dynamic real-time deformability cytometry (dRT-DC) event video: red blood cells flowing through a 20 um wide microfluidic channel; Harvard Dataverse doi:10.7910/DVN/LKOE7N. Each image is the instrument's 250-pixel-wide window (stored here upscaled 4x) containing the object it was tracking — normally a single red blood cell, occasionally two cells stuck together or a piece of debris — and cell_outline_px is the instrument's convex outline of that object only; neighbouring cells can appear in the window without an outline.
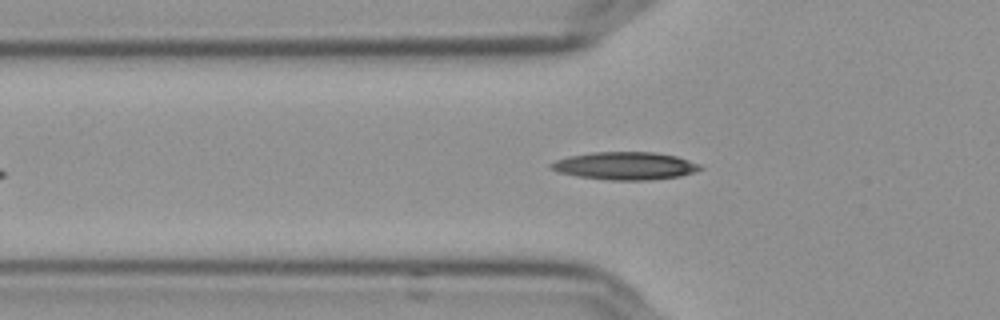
{"species": "Egyptian fruit bat (a non-hibernating species)", "species_latin": "Rousettus aegyptiacus", "temperature_condition": "cold", "stored_images_in_passage": 33, "camera_frame_rate_fps": 3000, "um_per_image_px": 0.085, "frame": {"image": 1, "passage_image": 6, "time_ms": 1.667, "image_size_px": [1000, 320], "cell_outline_px": [[704, 168], [696, 172], [680, 176], [648, 180], [612, 180], [576, 176], [560, 172], [552, 168], [548, 164], [556, 160], [568, 156], [592, 152], [656, 152], [676, 156], [700, 164]], "centroid_in_image_um": [53.17, 14.09], "position_along_channel_um": 72.6, "area_um2": 24.1}}
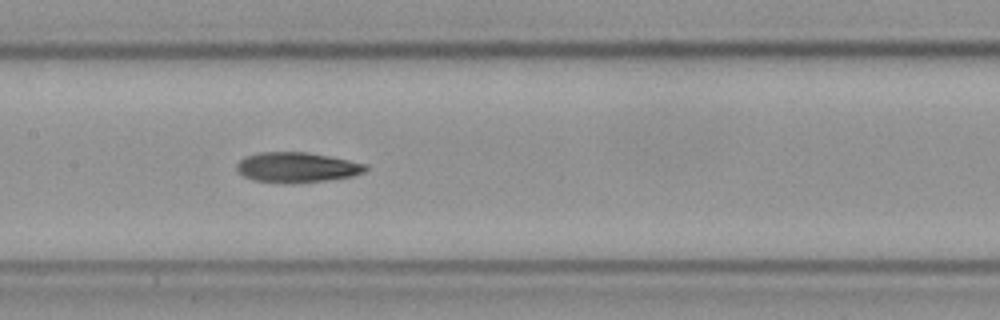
{"frame": {"image": 2, "passage_image": 15, "time_ms": 4.667, "image_size_px": [1000, 320], "cell_outline_px": [[368, 168], [364, 172], [352, 176], [324, 180], [292, 184], [284, 184], [252, 180], [244, 176], [236, 168], [236, 164], [244, 156], [260, 152], [308, 152], [348, 160], [364, 164]], "centroid_in_image_um": [25.18, 14.23], "position_along_channel_um": 182.2, "area_um2": 22.66}}
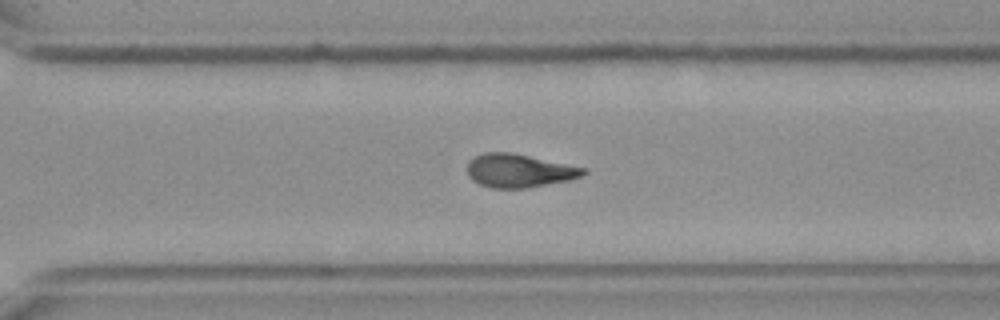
{"frame": {"image": 3, "passage_image": 27, "time_ms": 8.667, "image_size_px": [1000, 320], "cell_outline_px": [[588, 172], [580, 176], [568, 180], [524, 188], [492, 188], [480, 184], [472, 180], [468, 176], [468, 160], [472, 156], [484, 152], [512, 152], [588, 168]], "centroid_in_image_um": [44.1, 14.49], "position_along_channel_um": 326.5, "area_um2": 22.72}, "authors_computed_cell_mechanics": {"area_um2": 22.542, "velocity_mm_per_s": 3.6188, "shape_relaxation_time_tau1_ms": null, "shape_relaxation_time_tau2_ms": 4.4746, "deformation_change_tau1": null, "deformation_change_tau2": 0.1251}}